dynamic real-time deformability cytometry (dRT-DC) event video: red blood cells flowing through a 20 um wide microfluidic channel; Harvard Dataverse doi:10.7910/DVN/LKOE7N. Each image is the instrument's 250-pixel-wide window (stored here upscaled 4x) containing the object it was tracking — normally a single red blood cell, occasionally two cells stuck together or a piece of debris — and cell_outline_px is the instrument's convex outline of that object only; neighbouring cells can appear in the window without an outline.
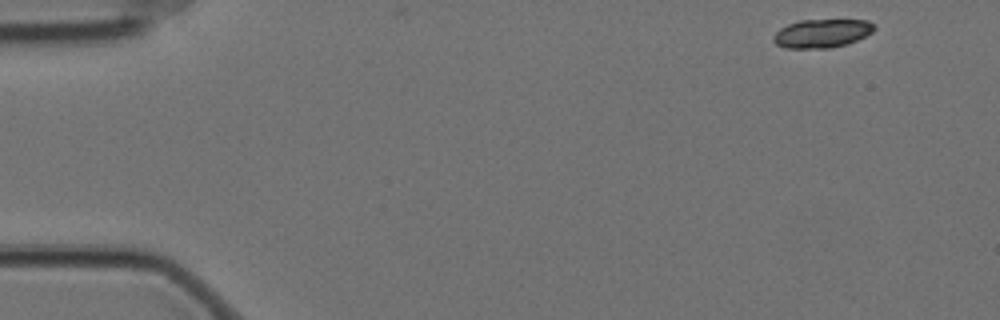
{"species": "Egyptian fruit bat (a non-hibernating species)", "species_latin": "Rousettus aegyptiacus", "temperature_condition": "cold", "stored_images_in_passage": 6, "camera_frame_rate_fps": 3000, "um_per_image_px": 0.085, "animal": {"sex": "female"}, "frame": {"image": 1, "passage_image": 1, "time_ms": 0.0, "image_size_px": [1000, 320], "cell_outline_px": [[876, 28], [872, 32], [848, 44], [832, 48], [784, 48], [776, 44], [772, 40], [772, 36], [780, 28], [788, 24], [800, 20], [868, 20], [876, 24]], "centroid_in_image_um": [69.86, 2.84], "position_along_channel_um": 15.1, "area_um2": 16.94}}